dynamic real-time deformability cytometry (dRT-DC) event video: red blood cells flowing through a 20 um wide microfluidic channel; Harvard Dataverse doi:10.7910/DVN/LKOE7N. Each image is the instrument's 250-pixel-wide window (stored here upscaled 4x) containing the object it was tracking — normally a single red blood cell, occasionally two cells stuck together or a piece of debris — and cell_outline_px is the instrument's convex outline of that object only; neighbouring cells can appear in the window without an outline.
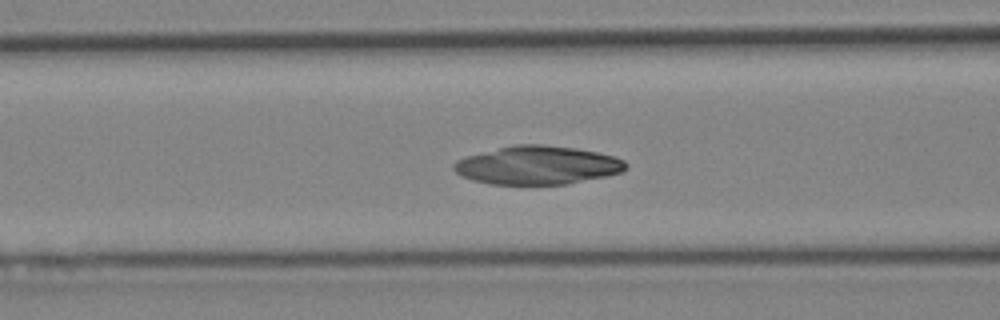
{"species": "Egyptian fruit bat (a non-hibernating species)", "species_latin": "Rousettus aegyptiacus", "temperature_condition": "cold", "stored_images_in_passage": 34, "camera_frame_rate_fps": 3000, "um_per_image_px": 0.085, "animal": {"sex": "female"}, "frame": {"image": 1, "passage_image": 6, "time_ms": 1.667, "image_size_px": [1000, 320], "cell_outline_px": [[628, 168], [624, 172], [568, 184], [492, 184], [472, 180], [460, 176], [452, 168], [452, 164], [456, 160], [464, 156], [516, 144], [540, 144], [576, 148], [596, 152], [612, 156], [624, 160], [628, 164]], "centroid_in_image_um": [45.67, 14.04], "position_along_channel_um": 120.9, "area_um2": 38.67}}
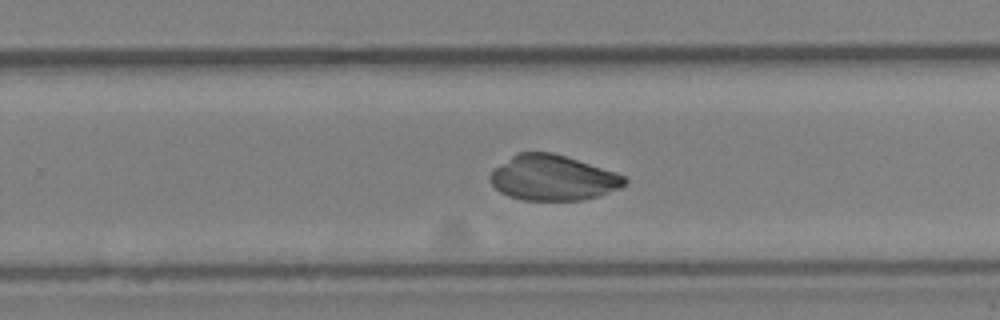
{"frame": {"image": 2, "passage_image": 17, "time_ms": 5.333, "image_size_px": [1000, 320], "cell_outline_px": [[628, 184], [620, 188], [596, 196], [580, 200], [524, 200], [508, 196], [500, 192], [492, 184], [488, 176], [496, 168], [512, 156], [520, 152], [552, 152], [624, 176], [628, 180]], "centroid_in_image_um": [46.97, 15.13], "position_along_channel_um": 282.8, "area_um2": 34.85}}
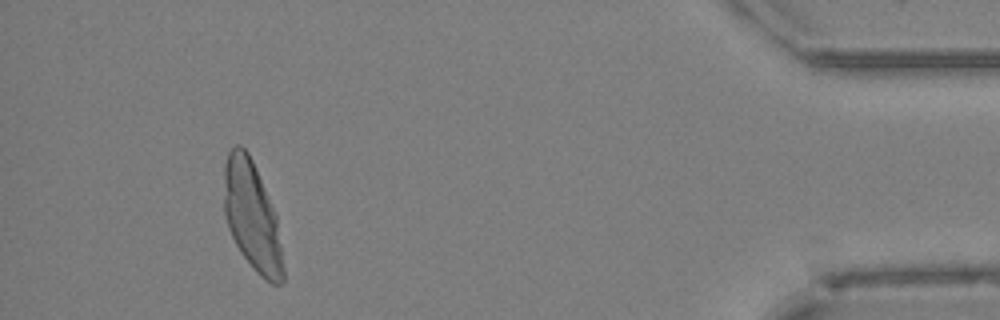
{"frame": {"image": 3, "passage_image": 30, "time_ms": 9.667, "image_size_px": [1000, 320], "cell_outline_px": [[284, 280], [280, 284], [272, 284], [260, 276], [256, 272], [244, 256], [236, 244], [228, 228], [224, 212], [224, 164], [228, 152], [236, 144], [240, 144], [248, 152], [252, 160], [276, 216], [284, 268]], "centroid_in_image_um": [21.4, 18.38], "position_along_channel_um": 413.8, "area_um2": 37.17}}